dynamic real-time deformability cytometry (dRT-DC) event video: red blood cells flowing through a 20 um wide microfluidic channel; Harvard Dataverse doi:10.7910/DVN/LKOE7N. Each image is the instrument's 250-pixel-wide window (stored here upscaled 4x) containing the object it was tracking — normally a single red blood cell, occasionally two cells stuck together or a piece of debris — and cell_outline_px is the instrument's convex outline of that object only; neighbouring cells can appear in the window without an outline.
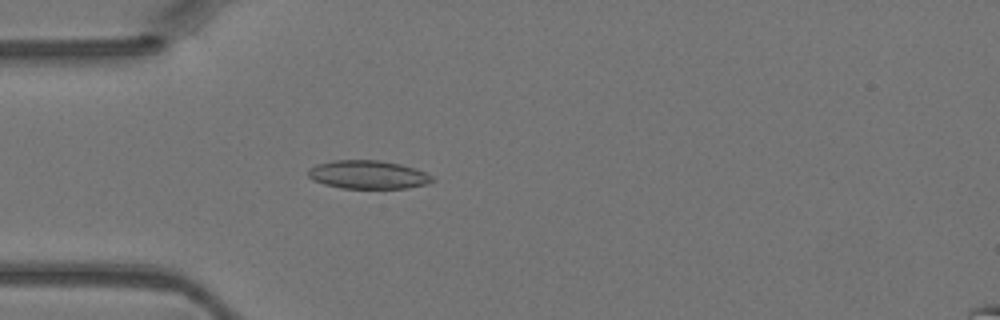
{"species": "Egyptian fruit bat (a non-hibernating species)", "species_latin": "Rousettus aegyptiacus", "temperature_condition": "warm", "stored_images_in_passage": 40, "camera_frame_rate_fps": 3000, "um_per_image_px": 0.085, "animal": {"sex": "female"}, "frame": {"image": 1, "passage_image": 8, "time_ms": 2.333, "image_size_px": [1000, 320], "cell_outline_px": [[436, 180], [428, 184], [408, 188], [340, 188], [324, 184], [312, 180], [308, 176], [308, 168], [316, 164], [332, 160], [380, 160], [400, 164], [424, 172], [432, 176]], "centroid_in_image_um": [31.26, 14.85], "position_along_channel_um": 53.7, "area_um2": 20.63}}
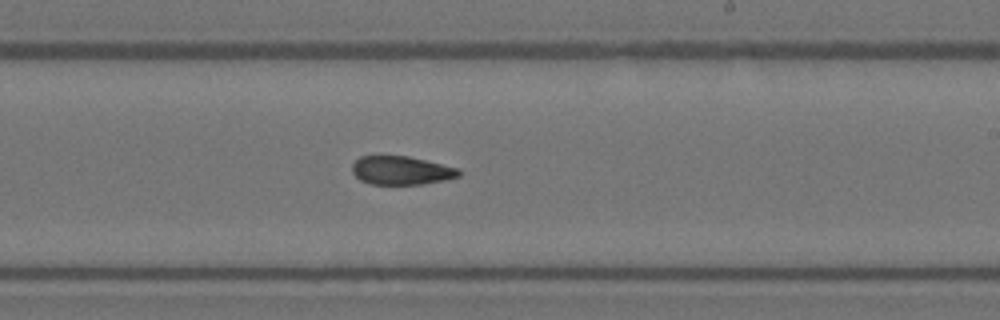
{"frame": {"image": 2, "passage_image": 22, "time_ms": 7.0, "image_size_px": [1000, 320], "cell_outline_px": [[460, 176], [444, 180], [424, 184], [372, 184], [360, 180], [352, 172], [352, 164], [360, 156], [380, 152], [408, 156], [460, 168]], "centroid_in_image_um": [34.06, 14.43], "position_along_channel_um": 254.9, "area_um2": 18.44}}
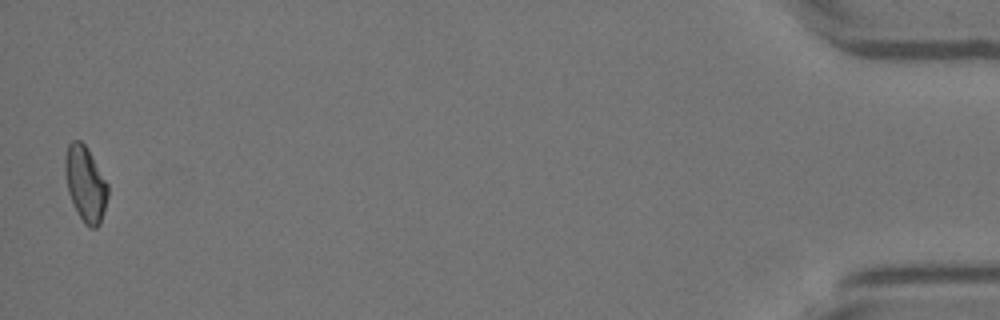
{"frame": {"image": 3, "passage_image": 40, "time_ms": 13.0, "image_size_px": [1000, 320], "cell_outline_px": [[108, 196], [100, 224], [96, 228], [88, 228], [84, 224], [68, 192], [64, 172], [64, 156], [68, 144], [72, 140], [80, 140], [88, 148], [108, 184]], "centroid_in_image_um": [7.25, 15.6], "position_along_channel_um": 427.9, "area_um2": 18.84}}